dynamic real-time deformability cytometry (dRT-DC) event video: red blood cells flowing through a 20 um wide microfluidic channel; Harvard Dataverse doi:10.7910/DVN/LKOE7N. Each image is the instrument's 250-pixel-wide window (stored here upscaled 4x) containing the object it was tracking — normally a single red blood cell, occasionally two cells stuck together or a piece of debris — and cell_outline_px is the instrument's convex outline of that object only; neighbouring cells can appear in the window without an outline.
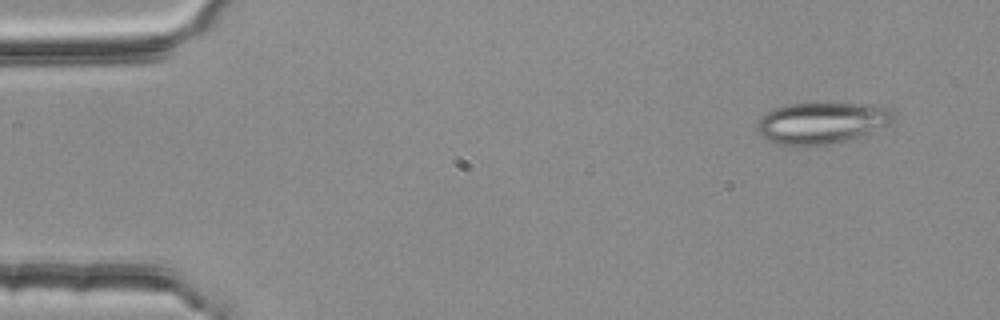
{"species": "common noctule bat (a hibernating species)", "species_latin": "Nyctalus noctula", "temperature_condition": "room temperature", "stored_images_in_passage": 5, "camera_frame_rate_fps": 3000, "um_per_image_px": 0.085, "animal": {"sex": "female", "body_mass_g": 25.1}, "frame": {"image": 1, "passage_image": 5, "time_ms": 1.333, "image_size_px": [1000, 320], "cell_outline_px": [[892, 124], [844, 140], [824, 144], [776, 144], [768, 140], [756, 128], [756, 124], [772, 108], [788, 104], [816, 100], [864, 104], [892, 108]], "centroid_in_image_um": [69.84, 10.36], "position_along_channel_um": 15.2, "area_um2": 32.95}}